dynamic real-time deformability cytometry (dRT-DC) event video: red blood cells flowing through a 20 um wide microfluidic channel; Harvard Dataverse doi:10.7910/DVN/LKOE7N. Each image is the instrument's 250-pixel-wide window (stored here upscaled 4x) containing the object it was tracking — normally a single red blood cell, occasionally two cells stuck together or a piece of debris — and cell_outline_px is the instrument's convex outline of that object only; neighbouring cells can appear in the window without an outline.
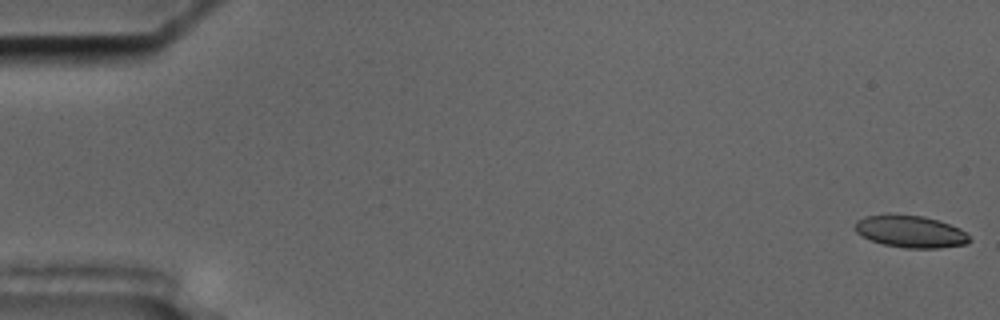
{"species": "common noctule bat (a hibernating species)", "species_latin": "Nyctalus noctula", "temperature_condition": "cold", "stored_images_in_passage": 18, "camera_frame_rate_fps": 3000, "um_per_image_px": 0.085, "animal": {"sex": "male", "body_mass_g": 17.5, "forearm_length_mm": 52.3}, "frame": {"image": 1, "passage_image": 1, "time_ms": 0.0, "image_size_px": [1000, 320], "cell_outline_px": [[972, 240], [968, 244], [940, 248], [904, 248], [884, 244], [872, 240], [856, 232], [856, 220], [864, 216], [888, 212], [924, 216], [960, 228]], "centroid_in_image_um": [77.38, 19.65], "position_along_channel_um": 7.6, "area_um2": 21.68}}